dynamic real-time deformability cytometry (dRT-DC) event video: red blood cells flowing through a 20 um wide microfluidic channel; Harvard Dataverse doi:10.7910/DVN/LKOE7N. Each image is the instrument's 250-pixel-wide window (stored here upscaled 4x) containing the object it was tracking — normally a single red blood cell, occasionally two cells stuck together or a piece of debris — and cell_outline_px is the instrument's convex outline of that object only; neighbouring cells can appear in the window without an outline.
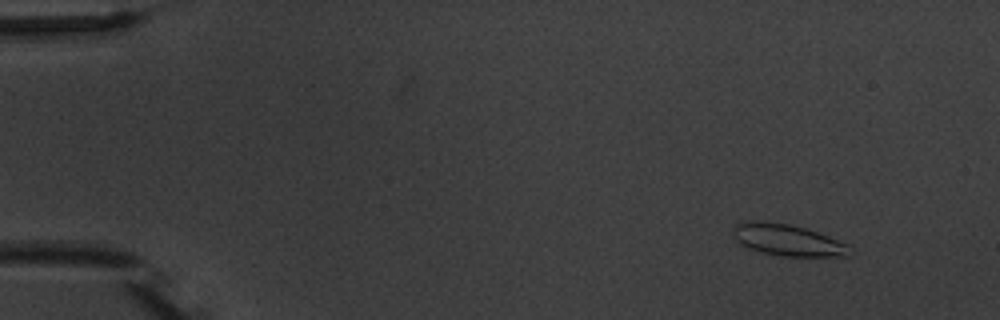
{"species": "common noctule bat (a hibernating species)", "species_latin": "Nyctalus noctula", "temperature_condition": "warm", "stored_images_in_passage": 5, "camera_frame_rate_fps": 3000, "um_per_image_px": 0.085, "animal": {"sex": "male", "body_mass_g": 20.1, "forearm_length_mm": 53.5}, "frame": {"image": 1, "passage_image": 1, "time_ms": 0.0, "image_size_px": [1000, 320], "cell_outline_px": [[848, 256], [784, 256], [764, 252], [740, 244], [736, 240], [732, 232], [732, 228], [736, 224], [744, 220], [752, 220], [788, 224], [804, 228], [828, 236], [848, 244]], "centroid_in_image_um": [66.89, 20.38], "position_along_channel_um": 18.1, "area_um2": 21.04}}
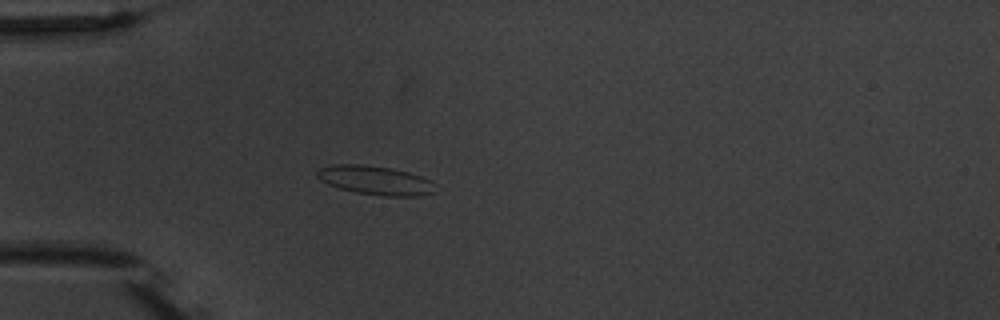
{"frame": {"image": 2, "passage_image": 4, "time_ms": 3.667, "image_size_px": [1000, 320], "cell_outline_px": [[432, 192], [420, 196], [384, 196], [356, 192], [340, 188], [328, 184], [320, 180], [316, 176], [316, 172], [320, 168], [336, 164], [364, 164], [388, 168], [408, 172], [432, 180]], "centroid_in_image_um": [31.86, 15.32], "position_along_channel_um": 53.1, "area_um2": 19.65}}